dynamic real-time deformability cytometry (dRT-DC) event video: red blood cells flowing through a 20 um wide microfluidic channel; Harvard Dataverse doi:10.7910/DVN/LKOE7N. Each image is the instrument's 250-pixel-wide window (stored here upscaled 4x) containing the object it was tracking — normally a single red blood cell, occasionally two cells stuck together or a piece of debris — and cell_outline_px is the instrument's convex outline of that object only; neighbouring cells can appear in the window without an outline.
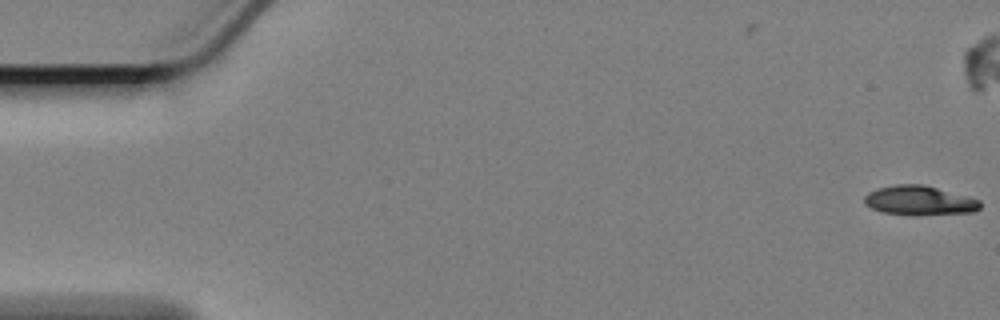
{"species": "Egyptian fruit bat (a non-hibernating species)", "species_latin": "Rousettus aegyptiacus", "temperature_condition": "cold", "stored_images_in_passage": 2, "camera_frame_rate_fps": 3000, "um_per_image_px": 0.085, "animal": {"sex": "female"}, "frame": {"image": 1, "passage_image": 2, "time_ms": 0.333, "image_size_px": [1000, 320], "cell_outline_px": [[980, 208], [972, 212], [912, 216], [884, 212], [872, 208], [864, 204], [864, 196], [868, 192], [876, 188], [896, 184], [924, 184], [968, 196], [980, 200]], "centroid_in_image_um": [78.13, 17.04], "position_along_channel_um": 6.9, "area_um2": 20.06}}